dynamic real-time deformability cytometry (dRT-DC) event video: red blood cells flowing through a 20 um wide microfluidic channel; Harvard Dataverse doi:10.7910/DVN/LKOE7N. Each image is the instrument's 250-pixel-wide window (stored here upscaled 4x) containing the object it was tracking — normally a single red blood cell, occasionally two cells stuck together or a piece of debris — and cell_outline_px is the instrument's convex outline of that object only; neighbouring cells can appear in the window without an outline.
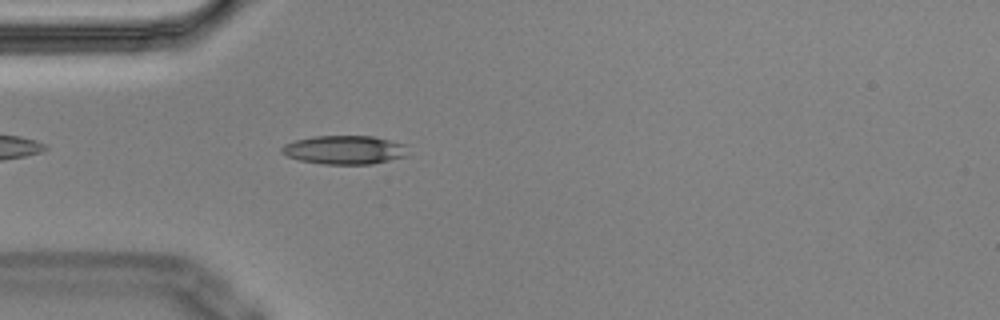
{"species": "Egyptian fruit bat (a non-hibernating species)", "species_latin": "Rousettus aegyptiacus", "temperature_condition": "cold", "stored_images_in_passage": 4, "camera_frame_rate_fps": 3000, "um_per_image_px": 0.085, "animal": {"sex": "male"}, "frame": {"image": 1, "passage_image": 4, "time_ms": 1.0, "image_size_px": [1000, 320], "cell_outline_px": [[408, 156], [372, 164], [324, 164], [300, 160], [288, 156], [280, 152], [280, 148], [284, 144], [296, 140], [312, 136], [372, 136], [404, 144]], "centroid_in_image_um": [29.26, 12.74], "position_along_channel_um": 55.7, "area_um2": 21.04}}